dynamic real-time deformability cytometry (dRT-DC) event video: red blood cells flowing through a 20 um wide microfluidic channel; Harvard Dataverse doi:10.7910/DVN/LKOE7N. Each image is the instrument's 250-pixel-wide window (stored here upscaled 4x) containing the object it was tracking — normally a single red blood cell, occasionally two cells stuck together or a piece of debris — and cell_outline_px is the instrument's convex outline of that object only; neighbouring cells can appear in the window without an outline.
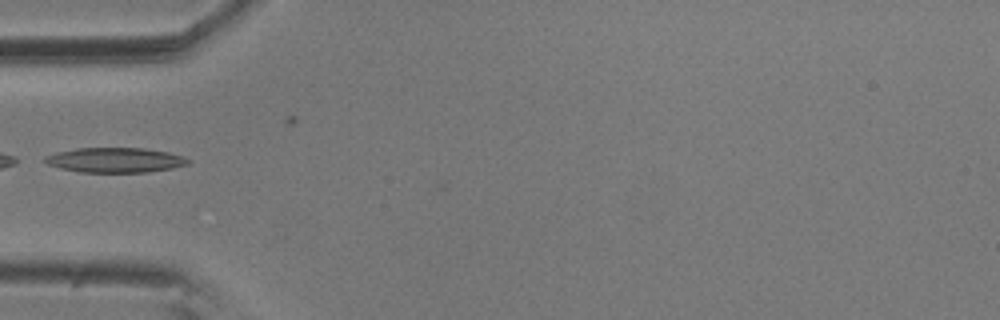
{"species": "common noctule bat (a hibernating species)", "species_latin": "Nyctalus noctula", "temperature_condition": "room temperature", "stored_images_in_passage": 6, "camera_frame_rate_fps": 3000, "um_per_image_px": 0.085, "animal": {"sex": "male", "body_mass_g": 20.5, "forearm_length_mm": 52.5}, "frame": {"image": 1, "passage_image": 6, "time_ms": 1.667, "image_size_px": [1000, 320], "cell_outline_px": [[192, 160], [188, 164], [172, 168], [148, 172], [80, 172], [60, 168], [48, 164], [44, 160], [44, 156], [56, 152], [76, 148], [144, 148], [168, 152], [184, 156]], "centroid_in_image_um": [9.8, 13.6], "position_along_channel_um": 75.2, "area_um2": 20.81}}